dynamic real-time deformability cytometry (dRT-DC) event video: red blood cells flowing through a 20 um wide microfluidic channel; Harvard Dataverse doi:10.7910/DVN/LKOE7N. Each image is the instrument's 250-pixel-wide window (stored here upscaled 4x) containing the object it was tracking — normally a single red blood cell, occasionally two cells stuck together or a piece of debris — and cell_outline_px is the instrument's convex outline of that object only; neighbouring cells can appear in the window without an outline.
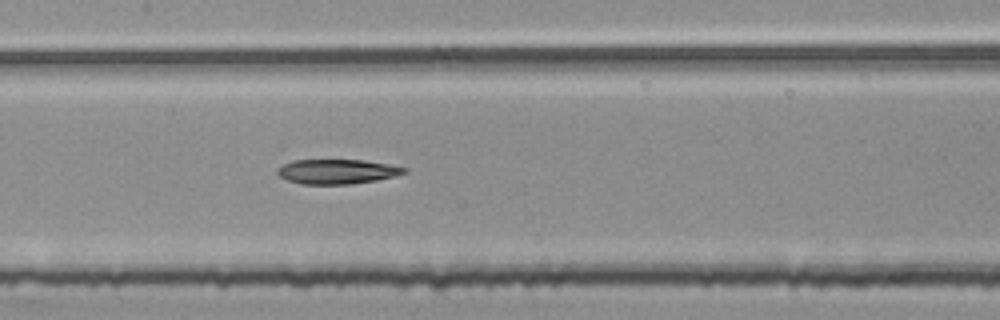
{"species": "common noctule bat (a hibernating species)", "species_latin": "Nyctalus noctula", "temperature_condition": "room temperature", "stored_images_in_passage": 54, "segment_of_instrument_passage": [2, 2], "camera_frame_rate_fps": 3000, "um_per_image_px": 0.085, "animal": {"sex": "female", "body_mass_g": 25.1}, "frame": {"image": 1, "passage_image": 26, "time_ms": 8.333, "image_size_px": [1000, 320], "cell_outline_px": [[408, 172], [396, 176], [376, 180], [352, 184], [300, 184], [288, 180], [280, 176], [276, 172], [276, 168], [292, 160], [364, 160], [388, 164], [408, 168]], "centroid_in_image_um": [28.66, 14.58], "position_along_channel_um": 178.7, "area_um2": 18.32}}
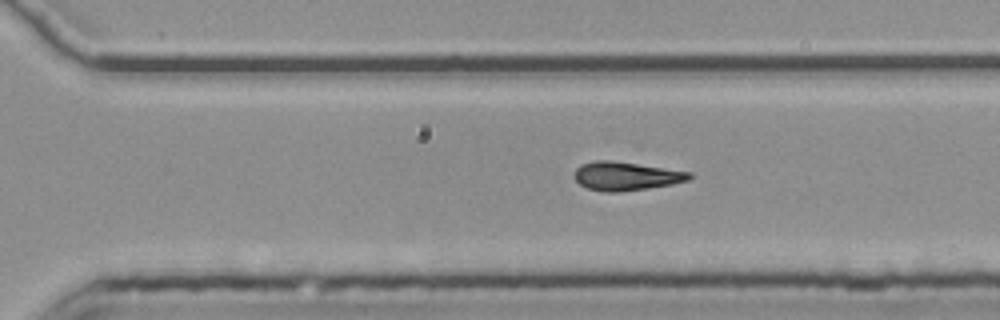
{"frame": {"image": 2, "passage_image": 37, "time_ms": 12.0, "image_size_px": [1000, 320], "cell_outline_px": [[696, 176], [692, 180], [672, 184], [648, 188], [620, 192], [604, 192], [588, 188], [580, 184], [576, 180], [576, 168], [580, 164], [596, 160], [612, 160], [692, 172]], "centroid_in_image_um": [53.28, 14.96], "position_along_channel_um": 317.3, "area_um2": 19.31}}
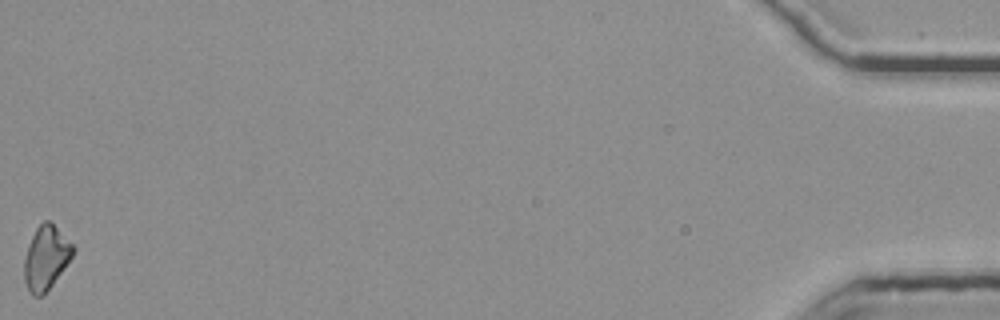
{"frame": {"image": 3, "passage_image": 54, "time_ms": 17.667, "image_size_px": [1000, 320], "cell_outline_px": [[76, 248], [72, 256], [44, 296], [32, 296], [24, 280], [24, 260], [32, 236], [36, 228], [44, 220], [48, 220]], "centroid_in_image_um": [3.9, 21.94], "position_along_channel_um": 431.3, "area_um2": 17.74}}